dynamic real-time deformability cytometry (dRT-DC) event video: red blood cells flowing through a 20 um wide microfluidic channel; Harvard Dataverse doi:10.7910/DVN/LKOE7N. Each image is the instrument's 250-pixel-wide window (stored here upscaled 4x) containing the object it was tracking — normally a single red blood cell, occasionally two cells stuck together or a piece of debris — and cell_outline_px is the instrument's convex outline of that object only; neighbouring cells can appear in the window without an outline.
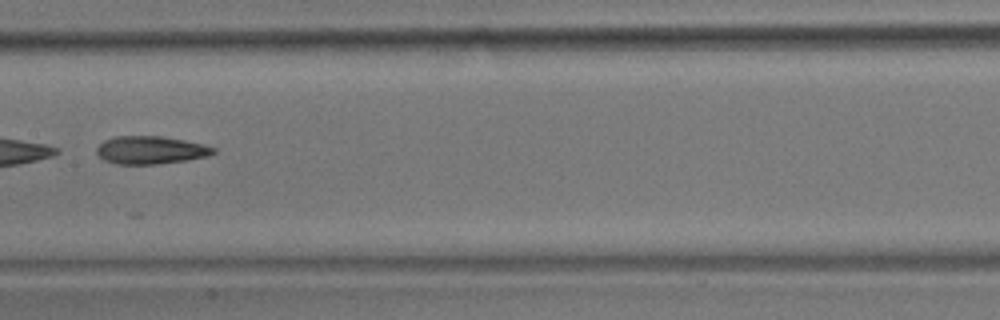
{"species": "common noctule bat (a hibernating species)", "species_latin": "Nyctalus noctula", "temperature_condition": "room temperature", "stored_images_in_passage": 7, "camera_frame_rate_fps": 3000, "um_per_image_px": 0.085, "animal": {"sex": "male", "body_mass_g": 17.9}, "frame": {"image": 1, "passage_image": 7, "time_ms": 7.0, "image_size_px": [1000, 320], "cell_outline_px": [[216, 152], [204, 156], [188, 160], [156, 164], [116, 164], [104, 160], [96, 152], [96, 148], [104, 140], [112, 136], [160, 136], [184, 140], [204, 144], [216, 148]], "centroid_in_image_um": [12.78, 12.75], "position_along_channel_um": 194.6, "area_um2": 18.96}}